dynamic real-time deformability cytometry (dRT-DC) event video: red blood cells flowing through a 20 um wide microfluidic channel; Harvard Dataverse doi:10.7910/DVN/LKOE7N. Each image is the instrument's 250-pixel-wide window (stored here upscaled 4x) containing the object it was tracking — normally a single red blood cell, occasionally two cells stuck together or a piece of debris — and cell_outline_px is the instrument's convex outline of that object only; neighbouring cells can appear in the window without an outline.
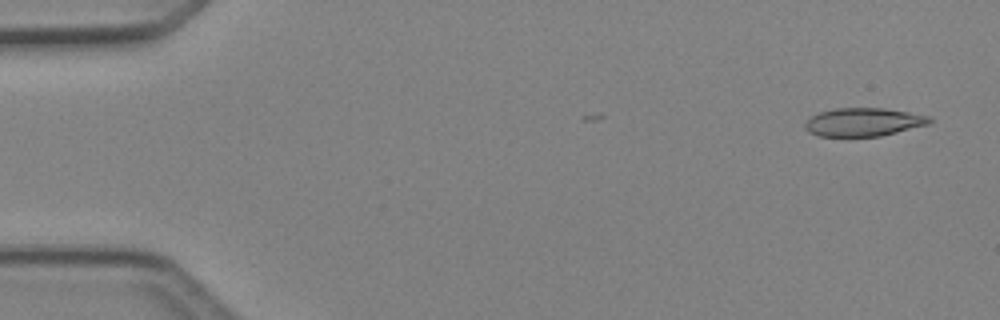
{"species": "Egyptian fruit bat (a non-hibernating species)", "species_latin": "Rousettus aegyptiacus", "temperature_condition": "cold", "stored_images_in_passage": 7, "camera_frame_rate_fps": 3000, "um_per_image_px": 0.085, "animal": {"sex": "female"}, "frame": {"image": 1, "passage_image": 2, "time_ms": 0.333, "image_size_px": [1000, 320], "cell_outline_px": [[932, 120], [928, 124], [880, 136], [820, 136], [808, 132], [804, 128], [804, 124], [812, 116], [820, 112], [836, 108], [884, 108], [908, 112], [928, 116]], "centroid_in_image_um": [73.36, 10.37], "position_along_channel_um": 11.6, "area_um2": 20.29}}